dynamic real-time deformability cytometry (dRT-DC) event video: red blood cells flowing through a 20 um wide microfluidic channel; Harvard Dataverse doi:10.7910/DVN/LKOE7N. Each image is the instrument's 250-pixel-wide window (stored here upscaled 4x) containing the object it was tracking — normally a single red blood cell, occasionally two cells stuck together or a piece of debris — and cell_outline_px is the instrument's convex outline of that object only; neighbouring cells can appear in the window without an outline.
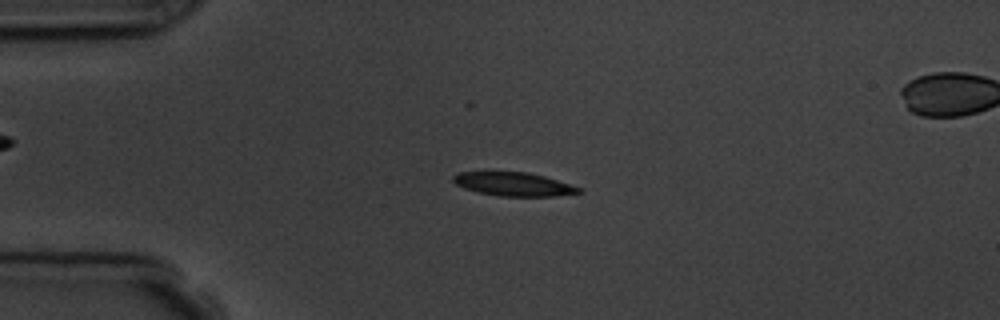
{"species": "common noctule bat (a hibernating species)", "species_latin": "Nyctalus noctula", "temperature_condition": "room temperature", "stored_images_in_passage": 5, "segment_of_instrument_passage": [1, 2], "camera_frame_rate_fps": 3000, "um_per_image_px": 0.085, "animal": {"sex": "male", "body_mass_g": 19.5, "forearm_length_mm": 54.6}, "frame": {"image": 1, "passage_image": 3, "time_ms": 2.333, "image_size_px": [1000, 320], "cell_outline_px": [[580, 192], [552, 196], [500, 196], [480, 192], [464, 188], [456, 184], [452, 180], [452, 176], [456, 172], [528, 172], [544, 176], [580, 188]], "centroid_in_image_um": [43.58, 15.64], "position_along_channel_um": 41.4, "area_um2": 16.94}}